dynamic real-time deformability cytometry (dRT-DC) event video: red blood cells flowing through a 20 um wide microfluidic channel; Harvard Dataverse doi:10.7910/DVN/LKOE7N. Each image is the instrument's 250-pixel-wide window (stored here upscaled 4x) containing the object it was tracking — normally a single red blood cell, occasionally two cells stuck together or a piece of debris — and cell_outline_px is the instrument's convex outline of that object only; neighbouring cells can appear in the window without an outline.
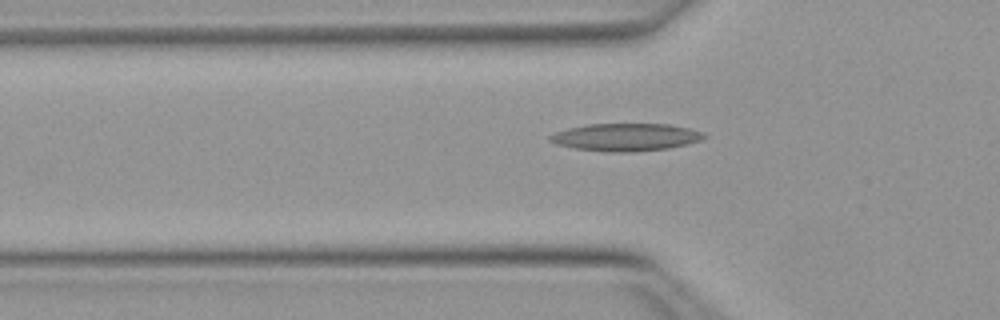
{"species": "Egyptian fruit bat (a non-hibernating species)", "species_latin": "Rousettus aegyptiacus", "temperature_condition": "warm", "stored_images_in_passage": 31, "camera_frame_rate_fps": 3000, "um_per_image_px": 0.085, "animal": {"sex": "female"}, "frame": {"image": 1, "passage_image": 3, "time_ms": 0.667, "image_size_px": [1000, 320], "cell_outline_px": [[708, 136], [700, 140], [688, 144], [668, 148], [632, 152], [608, 152], [576, 148], [556, 144], [548, 140], [548, 136], [556, 132], [568, 128], [588, 124], [668, 124], [688, 128], [700, 132]], "centroid_in_image_um": [53.17, 11.66], "position_along_channel_um": 72.6, "area_um2": 24.62}}
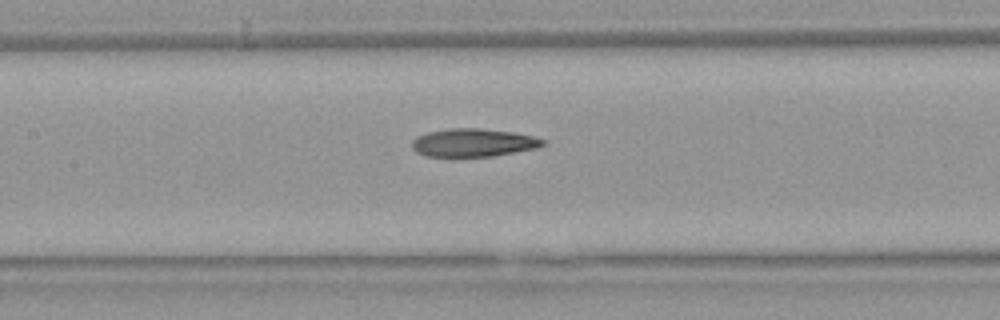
{"frame": {"image": 2, "passage_image": 10, "time_ms": 3.0, "image_size_px": [1000, 320], "cell_outline_px": [[548, 144], [536, 148], [492, 156], [456, 160], [452, 160], [424, 156], [416, 152], [412, 148], [412, 140], [416, 136], [428, 132], [448, 128], [480, 128], [512, 132], [536, 136], [548, 140]], "centroid_in_image_um": [40.2, 12.17], "position_along_channel_um": 167.2, "area_um2": 22.66}}
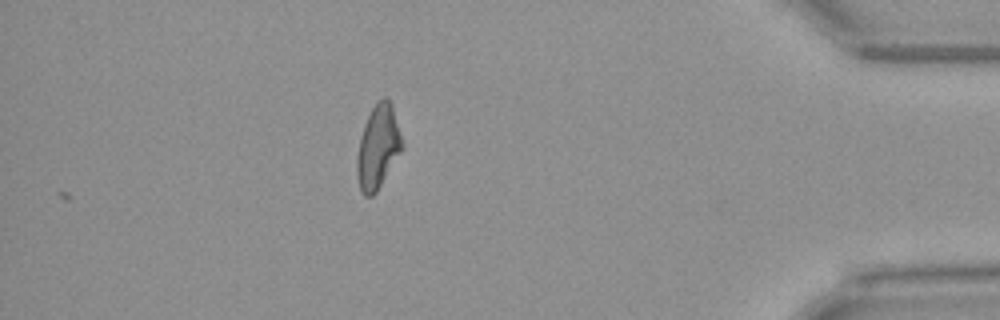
{"frame": {"image": 3, "passage_image": 31, "time_ms": 10.0, "image_size_px": [1000, 320], "cell_outline_px": [[404, 148], [376, 192], [372, 196], [364, 196], [360, 188], [356, 176], [356, 156], [360, 136], [364, 124], [372, 108], [384, 96], [392, 104], [404, 144]], "centroid_in_image_um": [32.13, 12.51], "position_along_channel_um": 403.1, "area_um2": 22.08}, "authors_computed_cell_mechanics": {"area_um2": 21.964, "velocity_mm_per_s": 4.0241, "shape_relaxation_time_tau1_ms": null, "shape_relaxation_time_tau2_ms": 3.2024, "deformation_change_tau1": null, "deformation_change_tau2": 0.1232}}